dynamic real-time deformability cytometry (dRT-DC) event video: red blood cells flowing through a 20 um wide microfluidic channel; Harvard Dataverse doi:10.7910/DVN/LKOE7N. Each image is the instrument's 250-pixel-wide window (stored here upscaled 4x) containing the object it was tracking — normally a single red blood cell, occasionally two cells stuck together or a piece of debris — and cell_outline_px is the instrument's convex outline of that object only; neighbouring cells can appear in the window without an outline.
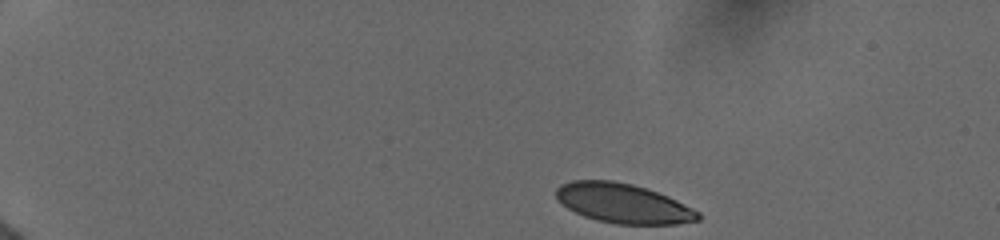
{"species": "human", "species_latin": "Homo sapiens", "temperature_condition": "cold", "stored_images_in_passage": 18, "camera_frame_rate_fps": 3000, "um_per_image_px": 0.085, "donor": {"sex": "female"}, "frame": {"image": 1, "passage_image": 1, "time_ms": 0.0, "image_size_px": [1000, 240], "cell_outline_px": [[700, 220], [676, 224], [616, 224], [596, 220], [584, 216], [568, 208], [556, 196], [556, 188], [560, 184], [572, 180], [612, 180], [632, 184], [668, 196], [700, 212]], "centroid_in_image_um": [52.97, 17.28], "position_along_channel_um": 32.0, "area_um2": 32.54}}
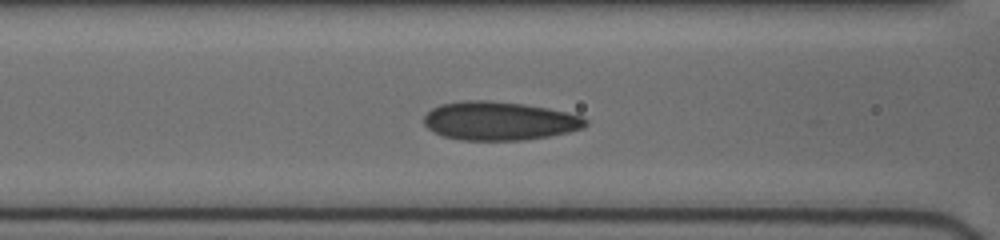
{"frame": {"image": 2, "passage_image": 16, "time_ms": 5.0, "image_size_px": [1000, 240], "cell_outline_px": [[588, 124], [584, 128], [568, 132], [548, 136], [524, 140], [464, 140], [444, 136], [432, 132], [424, 124], [424, 116], [432, 108], [440, 104], [464, 100], [484, 100], [524, 104], [548, 108], [584, 116], [588, 120]], "centroid_in_image_um": [42.46, 10.27], "position_along_channel_um": 124.1, "area_um2": 36.47}}
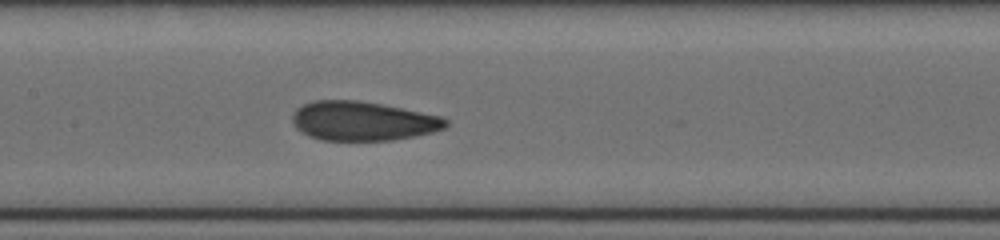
{"frame": {"image": 3, "passage_image": 18, "time_ms": 6.333, "image_size_px": [1000, 240], "cell_outline_px": [[448, 124], [444, 128], [432, 132], [392, 140], [320, 140], [308, 136], [296, 128], [292, 120], [292, 116], [296, 108], [304, 104], [316, 100], [356, 100], [380, 104], [444, 116], [448, 120]], "centroid_in_image_um": [30.83, 10.28], "position_along_channel_um": 176.6, "area_um2": 34.97}}